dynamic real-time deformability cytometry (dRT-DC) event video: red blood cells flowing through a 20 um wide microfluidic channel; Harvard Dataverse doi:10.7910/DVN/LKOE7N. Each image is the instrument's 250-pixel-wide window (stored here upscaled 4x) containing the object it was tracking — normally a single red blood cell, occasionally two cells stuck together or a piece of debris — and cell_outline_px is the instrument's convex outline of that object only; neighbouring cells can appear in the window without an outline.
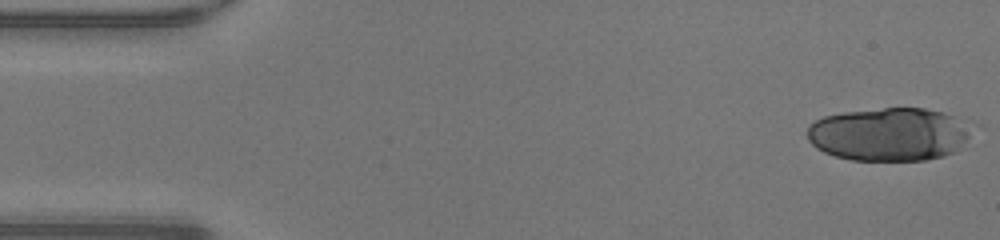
{"species": "human", "species_latin": "Homo sapiens", "temperature_condition": "warm", "stored_images_in_passage": 35, "camera_frame_rate_fps": 3000, "um_per_image_px": 0.085, "donor": {"sex": "male"}, "frame": {"image": 1, "passage_image": 1, "time_ms": 0.0, "image_size_px": [1000, 240], "cell_outline_px": [[968, 136], [956, 152], [944, 156], [924, 160], [852, 160], [836, 156], [824, 152], [816, 148], [808, 140], [804, 132], [808, 124], [824, 116], [844, 112], [884, 108], [924, 108], [944, 112], [952, 116]], "centroid_in_image_um": [75.41, 11.42], "position_along_channel_um": 9.6, "area_um2": 50.34}}
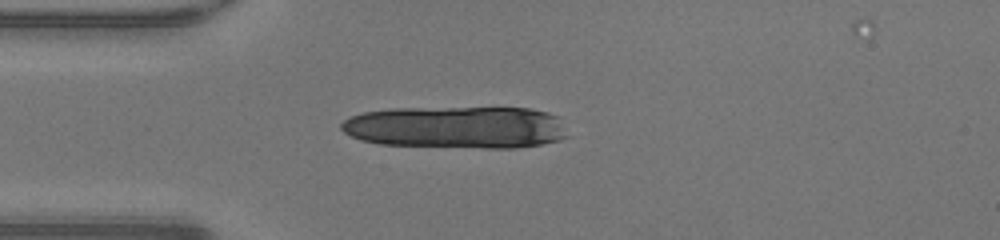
{"frame": {"image": 2, "passage_image": 12, "time_ms": 3.667, "image_size_px": [1000, 240], "cell_outline_px": [[568, 136], [560, 140], [540, 144], [516, 148], [480, 148], [380, 144], [360, 140], [344, 132], [340, 128], [340, 124], [348, 116], [364, 112], [388, 108], [532, 108], [548, 112], [560, 116]], "centroid_in_image_um": [38.81, 10.81], "position_along_channel_um": 46.2, "area_um2": 56.36}}